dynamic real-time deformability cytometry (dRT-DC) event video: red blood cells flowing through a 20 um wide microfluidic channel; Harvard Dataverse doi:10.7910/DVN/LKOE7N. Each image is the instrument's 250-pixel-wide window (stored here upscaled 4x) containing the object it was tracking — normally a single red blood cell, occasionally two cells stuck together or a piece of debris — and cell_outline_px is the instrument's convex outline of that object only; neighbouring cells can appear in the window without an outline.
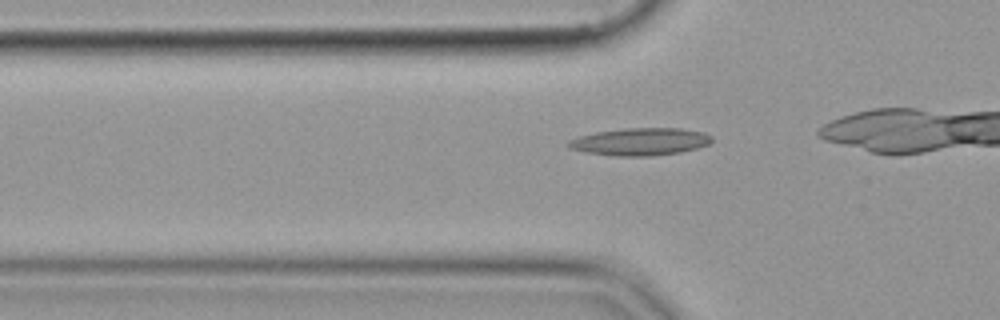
{"species": "common noctule bat (a hibernating species)", "species_latin": "Nyctalus noctula", "temperature_condition": "cold", "stored_images_in_passage": 8, "camera_frame_rate_fps": 3000, "um_per_image_px": 0.085, "animal": {"sex": "female", "body_mass_g": 19.9}, "frame": {"image": 1, "passage_image": 2, "time_ms": 0.333, "image_size_px": [1000, 320], "cell_outline_px": [[712, 140], [708, 144], [696, 148], [680, 152], [652, 156], [620, 156], [584, 152], [568, 148], [564, 144], [568, 140], [580, 136], [596, 132], [624, 128], [680, 128], [704, 132], [712, 136]], "centroid_in_image_um": [54.38, 12.04], "position_along_channel_um": 71.4, "area_um2": 23.0}}
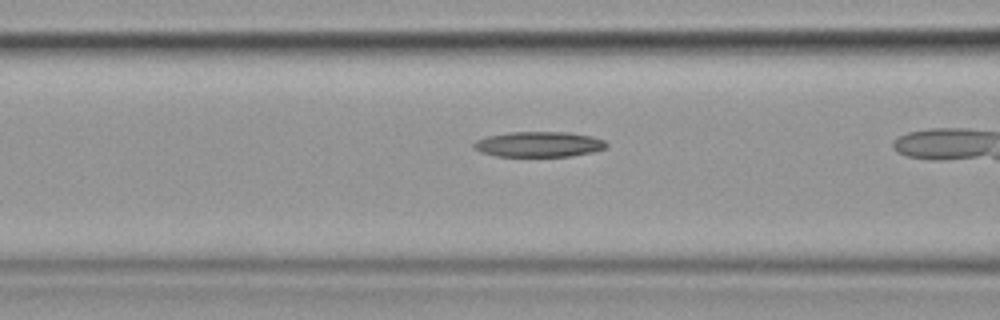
{"frame": {"image": 2, "passage_image": 6, "time_ms": 1.667, "image_size_px": [1000, 320], "cell_outline_px": [[608, 144], [604, 148], [592, 152], [572, 156], [496, 156], [480, 152], [472, 148], [472, 144], [476, 140], [488, 136], [508, 132], [568, 132], [592, 136], [604, 140]], "centroid_in_image_um": [45.77, 12.26], "position_along_channel_um": 120.8, "area_um2": 19.65}}